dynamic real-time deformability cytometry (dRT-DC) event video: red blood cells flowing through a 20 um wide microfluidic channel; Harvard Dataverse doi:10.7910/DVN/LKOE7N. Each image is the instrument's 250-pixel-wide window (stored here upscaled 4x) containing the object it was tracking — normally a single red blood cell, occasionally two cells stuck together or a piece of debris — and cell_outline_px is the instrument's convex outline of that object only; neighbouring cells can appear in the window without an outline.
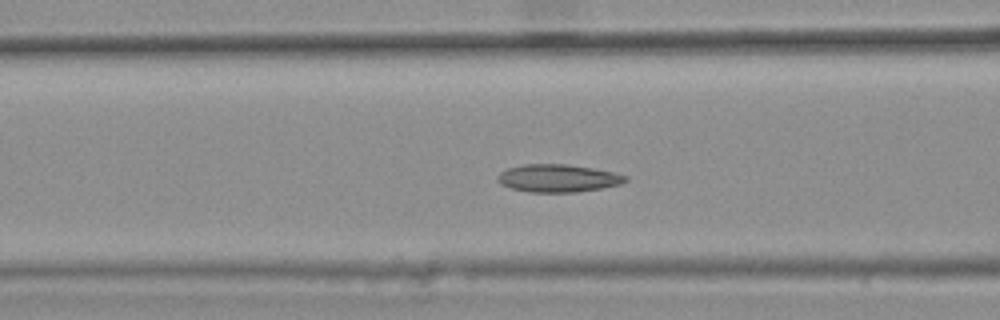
{"species": "common noctule bat (a hibernating species)", "species_latin": "Nyctalus noctula", "temperature_condition": "warm", "stored_images_in_passage": 45, "camera_frame_rate_fps": 3000, "um_per_image_px": 0.085, "animal": {"sex": "female", "body_mass_g": 25.1}, "frame": {"image": 1, "passage_image": 20, "time_ms": 6.333, "image_size_px": [1000, 320], "cell_outline_px": [[628, 180], [620, 184], [600, 188], [576, 192], [528, 192], [512, 188], [500, 184], [496, 180], [496, 176], [500, 172], [508, 168], [524, 164], [568, 164], [592, 168], [612, 172], [628, 176]], "centroid_in_image_um": [47.39, 15.14], "position_along_channel_um": 119.2, "area_um2": 20.63}, "authors_computed_cell_mechanics": {"area_um2": 19.7676, "velocity_mm_per_s": 3.7533, "shape_relaxation_time_tau1_ms": null, "shape_relaxation_time_tau2_ms": 6.5163, "deformation_change_tau1": null, "deformation_change_tau2": 0.1333}}